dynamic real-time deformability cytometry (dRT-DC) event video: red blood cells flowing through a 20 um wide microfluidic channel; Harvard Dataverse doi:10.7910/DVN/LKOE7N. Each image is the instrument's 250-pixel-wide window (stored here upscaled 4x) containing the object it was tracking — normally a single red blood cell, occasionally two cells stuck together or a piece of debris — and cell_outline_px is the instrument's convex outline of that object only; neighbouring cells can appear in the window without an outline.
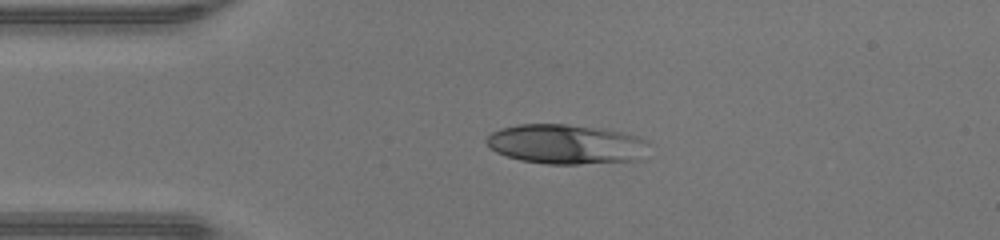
{"species": "human", "species_latin": "Homo sapiens", "temperature_condition": "warm", "stored_images_in_passage": 37, "camera_frame_rate_fps": 3000, "um_per_image_px": 0.085, "donor": {"sex": "male"}, "frame": {"image": 1, "passage_image": 1, "time_ms": 0.0, "image_size_px": [1000, 240], "cell_outline_px": [[652, 144], [644, 160], [580, 164], [548, 164], [520, 160], [496, 152], [484, 140], [492, 132], [500, 128], [520, 124], [568, 124], [600, 128], [624, 132], [640, 136], [648, 140]], "centroid_in_image_um": [48.24, 12.26], "position_along_channel_um": 36.8, "area_um2": 38.26}}
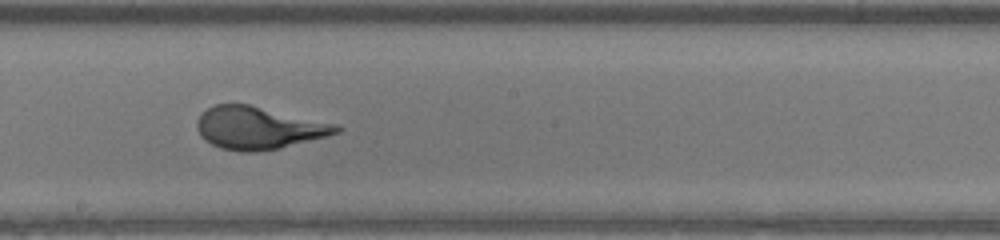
{"frame": {"image": 2, "passage_image": 16, "time_ms": 5.0, "image_size_px": [1000, 240], "cell_outline_px": [[344, 128], [340, 132], [328, 136], [280, 148], [256, 152], [240, 152], [220, 148], [204, 140], [200, 136], [196, 128], [196, 120], [200, 112], [216, 104], [248, 104], [340, 124]], "centroid_in_image_um": [21.99, 10.87], "position_along_channel_um": 226.2, "area_um2": 35.03}}
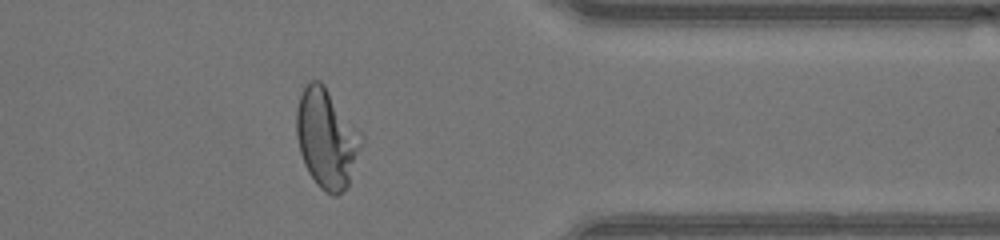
{"frame": {"image": 3, "passage_image": 28, "time_ms": 9.0, "image_size_px": [1000, 240], "cell_outline_px": [[364, 140], [348, 184], [336, 196], [332, 196], [324, 192], [316, 184], [308, 172], [304, 164], [300, 152], [296, 136], [296, 108], [300, 96], [308, 80], [320, 80], [324, 84], [364, 136]], "centroid_in_image_um": [27.75, 11.75], "position_along_channel_um": 383.6, "area_um2": 37.69}}